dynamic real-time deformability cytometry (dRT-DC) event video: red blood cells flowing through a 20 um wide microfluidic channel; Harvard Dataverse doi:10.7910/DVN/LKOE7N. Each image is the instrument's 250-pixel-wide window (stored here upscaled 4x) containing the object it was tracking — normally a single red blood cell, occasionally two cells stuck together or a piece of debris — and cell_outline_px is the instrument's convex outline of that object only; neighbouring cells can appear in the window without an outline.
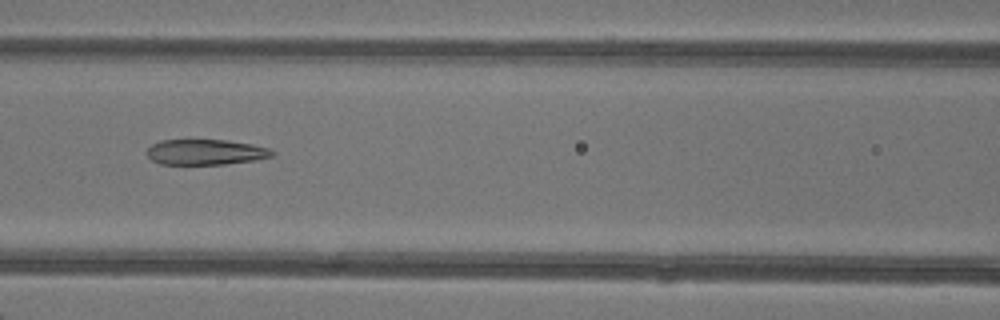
{"species": "common noctule bat (a hibernating species)", "species_latin": "Nyctalus noctula", "temperature_condition": "warm", "stored_images_in_passage": 6, "camera_frame_rate_fps": 3000, "um_per_image_px": 0.085, "animal": {"sex": "female"}, "frame": {"image": 1, "passage_image": 6, "time_ms": 5.667, "image_size_px": [1000, 320], "cell_outline_px": [[276, 152], [272, 156], [256, 160], [224, 164], [160, 164], [152, 160], [148, 156], [148, 148], [152, 144], [160, 140], [228, 140], [252, 144], [268, 148]], "centroid_in_image_um": [17.49, 12.92], "position_along_channel_um": 149.1, "area_um2": 18.55}}